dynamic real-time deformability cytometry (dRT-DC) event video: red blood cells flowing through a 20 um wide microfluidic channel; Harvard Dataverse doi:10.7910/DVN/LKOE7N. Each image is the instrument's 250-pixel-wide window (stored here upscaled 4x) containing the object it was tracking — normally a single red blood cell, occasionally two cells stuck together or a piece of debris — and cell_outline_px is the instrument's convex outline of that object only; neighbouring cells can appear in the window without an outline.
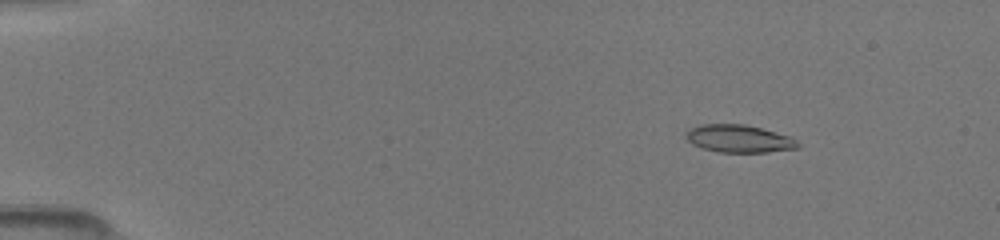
{"species": "common noctule bat (a hibernating species)", "species_latin": "Nyctalus noctula", "temperature_condition": "room temperature", "stored_images_in_passage": 20, "camera_frame_rate_fps": 3000, "um_per_image_px": 0.085, "animal": {"sex": "female", "body_mass_g": 19.5, "forearm_length_mm": 54.1}, "frame": {"image": 1, "passage_image": 6, "time_ms": 2.0, "image_size_px": [1000, 240], "cell_outline_px": [[800, 148], [768, 152], [716, 152], [692, 144], [684, 136], [684, 132], [700, 124], [744, 124], [792, 136], [800, 144]], "centroid_in_image_um": [62.83, 11.79], "position_along_channel_um": 22.2, "area_um2": 18.15}}
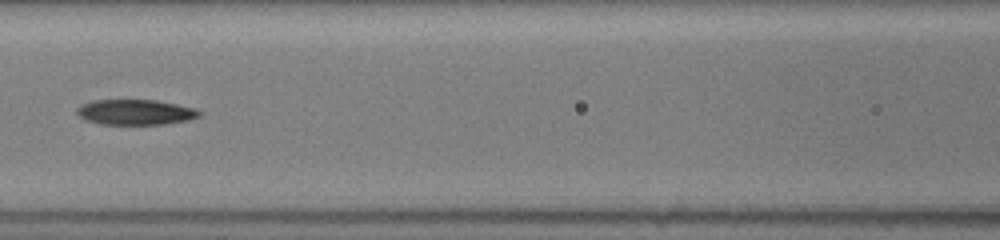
{"frame": {"image": 2, "passage_image": 18, "time_ms": 7.667, "image_size_px": [1000, 240], "cell_outline_px": [[204, 112], [200, 116], [188, 120], [164, 124], [100, 124], [84, 120], [76, 112], [76, 108], [80, 104], [92, 100], [156, 100], [196, 108]], "centroid_in_image_um": [11.51, 9.53], "position_along_channel_um": 155.1, "area_um2": 18.26}}
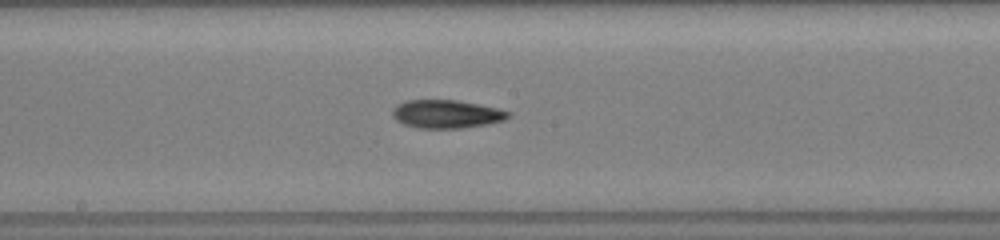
{"frame": {"image": 3, "passage_image": 20, "time_ms": 9.0, "image_size_px": [1000, 240], "cell_outline_px": [[512, 116], [504, 120], [484, 124], [460, 128], [416, 128], [404, 124], [396, 120], [392, 116], [392, 108], [396, 104], [404, 100], [456, 100], [480, 104], [512, 112]], "centroid_in_image_um": [37.92, 9.68], "position_along_channel_um": 210.3, "area_um2": 19.19}}